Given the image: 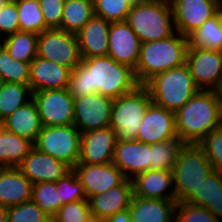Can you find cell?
<instances>
[{
  "label": "cell",
  "instance_id": "cell-40",
  "mask_svg": "<svg viewBox=\"0 0 222 222\" xmlns=\"http://www.w3.org/2000/svg\"><path fill=\"white\" fill-rule=\"evenodd\" d=\"M55 185L59 190L61 207L71 202L88 200L82 183L73 171L55 182Z\"/></svg>",
  "mask_w": 222,
  "mask_h": 222
},
{
  "label": "cell",
  "instance_id": "cell-15",
  "mask_svg": "<svg viewBox=\"0 0 222 222\" xmlns=\"http://www.w3.org/2000/svg\"><path fill=\"white\" fill-rule=\"evenodd\" d=\"M108 54L114 61L136 68L141 41L127 21L112 22L108 36Z\"/></svg>",
  "mask_w": 222,
  "mask_h": 222
},
{
  "label": "cell",
  "instance_id": "cell-16",
  "mask_svg": "<svg viewBox=\"0 0 222 222\" xmlns=\"http://www.w3.org/2000/svg\"><path fill=\"white\" fill-rule=\"evenodd\" d=\"M116 141V132L110 126L81 133L78 163L91 165L113 163Z\"/></svg>",
  "mask_w": 222,
  "mask_h": 222
},
{
  "label": "cell",
  "instance_id": "cell-34",
  "mask_svg": "<svg viewBox=\"0 0 222 222\" xmlns=\"http://www.w3.org/2000/svg\"><path fill=\"white\" fill-rule=\"evenodd\" d=\"M29 85L5 83L0 92V120L3 121L17 108L32 99Z\"/></svg>",
  "mask_w": 222,
  "mask_h": 222
},
{
  "label": "cell",
  "instance_id": "cell-37",
  "mask_svg": "<svg viewBox=\"0 0 222 222\" xmlns=\"http://www.w3.org/2000/svg\"><path fill=\"white\" fill-rule=\"evenodd\" d=\"M134 0H93L94 16L108 22L126 21Z\"/></svg>",
  "mask_w": 222,
  "mask_h": 222
},
{
  "label": "cell",
  "instance_id": "cell-39",
  "mask_svg": "<svg viewBox=\"0 0 222 222\" xmlns=\"http://www.w3.org/2000/svg\"><path fill=\"white\" fill-rule=\"evenodd\" d=\"M198 145L204 151L213 170L222 172V125L210 131Z\"/></svg>",
  "mask_w": 222,
  "mask_h": 222
},
{
  "label": "cell",
  "instance_id": "cell-25",
  "mask_svg": "<svg viewBox=\"0 0 222 222\" xmlns=\"http://www.w3.org/2000/svg\"><path fill=\"white\" fill-rule=\"evenodd\" d=\"M176 200L132 196L129 212L132 222H175Z\"/></svg>",
  "mask_w": 222,
  "mask_h": 222
},
{
  "label": "cell",
  "instance_id": "cell-27",
  "mask_svg": "<svg viewBox=\"0 0 222 222\" xmlns=\"http://www.w3.org/2000/svg\"><path fill=\"white\" fill-rule=\"evenodd\" d=\"M186 202L207 208L222 222V172L213 170Z\"/></svg>",
  "mask_w": 222,
  "mask_h": 222
},
{
  "label": "cell",
  "instance_id": "cell-28",
  "mask_svg": "<svg viewBox=\"0 0 222 222\" xmlns=\"http://www.w3.org/2000/svg\"><path fill=\"white\" fill-rule=\"evenodd\" d=\"M33 147L30 140L3 129L0 133V167H18Z\"/></svg>",
  "mask_w": 222,
  "mask_h": 222
},
{
  "label": "cell",
  "instance_id": "cell-21",
  "mask_svg": "<svg viewBox=\"0 0 222 222\" xmlns=\"http://www.w3.org/2000/svg\"><path fill=\"white\" fill-rule=\"evenodd\" d=\"M132 180L133 196L139 198L176 200L172 171L149 169Z\"/></svg>",
  "mask_w": 222,
  "mask_h": 222
},
{
  "label": "cell",
  "instance_id": "cell-13",
  "mask_svg": "<svg viewBox=\"0 0 222 222\" xmlns=\"http://www.w3.org/2000/svg\"><path fill=\"white\" fill-rule=\"evenodd\" d=\"M175 30L188 37L220 11V0H171Z\"/></svg>",
  "mask_w": 222,
  "mask_h": 222
},
{
  "label": "cell",
  "instance_id": "cell-52",
  "mask_svg": "<svg viewBox=\"0 0 222 222\" xmlns=\"http://www.w3.org/2000/svg\"><path fill=\"white\" fill-rule=\"evenodd\" d=\"M46 222H56L53 218H49Z\"/></svg>",
  "mask_w": 222,
  "mask_h": 222
},
{
  "label": "cell",
  "instance_id": "cell-30",
  "mask_svg": "<svg viewBox=\"0 0 222 222\" xmlns=\"http://www.w3.org/2000/svg\"><path fill=\"white\" fill-rule=\"evenodd\" d=\"M189 47L222 52L221 10L188 36Z\"/></svg>",
  "mask_w": 222,
  "mask_h": 222
},
{
  "label": "cell",
  "instance_id": "cell-6",
  "mask_svg": "<svg viewBox=\"0 0 222 222\" xmlns=\"http://www.w3.org/2000/svg\"><path fill=\"white\" fill-rule=\"evenodd\" d=\"M212 171L198 144H183L172 169L176 202H186Z\"/></svg>",
  "mask_w": 222,
  "mask_h": 222
},
{
  "label": "cell",
  "instance_id": "cell-46",
  "mask_svg": "<svg viewBox=\"0 0 222 222\" xmlns=\"http://www.w3.org/2000/svg\"><path fill=\"white\" fill-rule=\"evenodd\" d=\"M0 222H7V207L0 205Z\"/></svg>",
  "mask_w": 222,
  "mask_h": 222
},
{
  "label": "cell",
  "instance_id": "cell-53",
  "mask_svg": "<svg viewBox=\"0 0 222 222\" xmlns=\"http://www.w3.org/2000/svg\"><path fill=\"white\" fill-rule=\"evenodd\" d=\"M220 10L222 11V0H220Z\"/></svg>",
  "mask_w": 222,
  "mask_h": 222
},
{
  "label": "cell",
  "instance_id": "cell-51",
  "mask_svg": "<svg viewBox=\"0 0 222 222\" xmlns=\"http://www.w3.org/2000/svg\"><path fill=\"white\" fill-rule=\"evenodd\" d=\"M3 129H4V124L3 121L0 120V133L2 132Z\"/></svg>",
  "mask_w": 222,
  "mask_h": 222
},
{
  "label": "cell",
  "instance_id": "cell-1",
  "mask_svg": "<svg viewBox=\"0 0 222 222\" xmlns=\"http://www.w3.org/2000/svg\"><path fill=\"white\" fill-rule=\"evenodd\" d=\"M139 85L134 69L103 56L82 58L71 71L68 90L74 98L99 93L116 99Z\"/></svg>",
  "mask_w": 222,
  "mask_h": 222
},
{
  "label": "cell",
  "instance_id": "cell-20",
  "mask_svg": "<svg viewBox=\"0 0 222 222\" xmlns=\"http://www.w3.org/2000/svg\"><path fill=\"white\" fill-rule=\"evenodd\" d=\"M71 71L68 67L37 56L30 63L29 87L32 93L41 90L67 89Z\"/></svg>",
  "mask_w": 222,
  "mask_h": 222
},
{
  "label": "cell",
  "instance_id": "cell-2",
  "mask_svg": "<svg viewBox=\"0 0 222 222\" xmlns=\"http://www.w3.org/2000/svg\"><path fill=\"white\" fill-rule=\"evenodd\" d=\"M221 125L218 91L200 90L175 112L176 133L184 144H198L210 131Z\"/></svg>",
  "mask_w": 222,
  "mask_h": 222
},
{
  "label": "cell",
  "instance_id": "cell-12",
  "mask_svg": "<svg viewBox=\"0 0 222 222\" xmlns=\"http://www.w3.org/2000/svg\"><path fill=\"white\" fill-rule=\"evenodd\" d=\"M112 104V98L99 93L74 98L73 124L80 133L109 127Z\"/></svg>",
  "mask_w": 222,
  "mask_h": 222
},
{
  "label": "cell",
  "instance_id": "cell-35",
  "mask_svg": "<svg viewBox=\"0 0 222 222\" xmlns=\"http://www.w3.org/2000/svg\"><path fill=\"white\" fill-rule=\"evenodd\" d=\"M30 64L13 59L0 43V77L5 83L29 85Z\"/></svg>",
  "mask_w": 222,
  "mask_h": 222
},
{
  "label": "cell",
  "instance_id": "cell-29",
  "mask_svg": "<svg viewBox=\"0 0 222 222\" xmlns=\"http://www.w3.org/2000/svg\"><path fill=\"white\" fill-rule=\"evenodd\" d=\"M93 16V0H65L58 29L77 34Z\"/></svg>",
  "mask_w": 222,
  "mask_h": 222
},
{
  "label": "cell",
  "instance_id": "cell-49",
  "mask_svg": "<svg viewBox=\"0 0 222 222\" xmlns=\"http://www.w3.org/2000/svg\"><path fill=\"white\" fill-rule=\"evenodd\" d=\"M5 84V81L0 77V92Z\"/></svg>",
  "mask_w": 222,
  "mask_h": 222
},
{
  "label": "cell",
  "instance_id": "cell-18",
  "mask_svg": "<svg viewBox=\"0 0 222 222\" xmlns=\"http://www.w3.org/2000/svg\"><path fill=\"white\" fill-rule=\"evenodd\" d=\"M175 137V113L152 102L141 121L137 141L155 144Z\"/></svg>",
  "mask_w": 222,
  "mask_h": 222
},
{
  "label": "cell",
  "instance_id": "cell-43",
  "mask_svg": "<svg viewBox=\"0 0 222 222\" xmlns=\"http://www.w3.org/2000/svg\"><path fill=\"white\" fill-rule=\"evenodd\" d=\"M19 31L17 5L10 0L0 11V39Z\"/></svg>",
  "mask_w": 222,
  "mask_h": 222
},
{
  "label": "cell",
  "instance_id": "cell-10",
  "mask_svg": "<svg viewBox=\"0 0 222 222\" xmlns=\"http://www.w3.org/2000/svg\"><path fill=\"white\" fill-rule=\"evenodd\" d=\"M186 64L199 90L222 88V52L189 47Z\"/></svg>",
  "mask_w": 222,
  "mask_h": 222
},
{
  "label": "cell",
  "instance_id": "cell-5",
  "mask_svg": "<svg viewBox=\"0 0 222 222\" xmlns=\"http://www.w3.org/2000/svg\"><path fill=\"white\" fill-rule=\"evenodd\" d=\"M126 21L141 43L162 40L176 32L172 6L167 1H137Z\"/></svg>",
  "mask_w": 222,
  "mask_h": 222
},
{
  "label": "cell",
  "instance_id": "cell-7",
  "mask_svg": "<svg viewBox=\"0 0 222 222\" xmlns=\"http://www.w3.org/2000/svg\"><path fill=\"white\" fill-rule=\"evenodd\" d=\"M151 103V95L144 85L113 99L110 127L118 140H137L141 121Z\"/></svg>",
  "mask_w": 222,
  "mask_h": 222
},
{
  "label": "cell",
  "instance_id": "cell-8",
  "mask_svg": "<svg viewBox=\"0 0 222 222\" xmlns=\"http://www.w3.org/2000/svg\"><path fill=\"white\" fill-rule=\"evenodd\" d=\"M33 145L73 168L79 162L81 133L74 124L43 126Z\"/></svg>",
  "mask_w": 222,
  "mask_h": 222
},
{
  "label": "cell",
  "instance_id": "cell-31",
  "mask_svg": "<svg viewBox=\"0 0 222 222\" xmlns=\"http://www.w3.org/2000/svg\"><path fill=\"white\" fill-rule=\"evenodd\" d=\"M0 43L15 60L30 64L37 57V34L17 31L0 39Z\"/></svg>",
  "mask_w": 222,
  "mask_h": 222
},
{
  "label": "cell",
  "instance_id": "cell-48",
  "mask_svg": "<svg viewBox=\"0 0 222 222\" xmlns=\"http://www.w3.org/2000/svg\"><path fill=\"white\" fill-rule=\"evenodd\" d=\"M10 0H0V11Z\"/></svg>",
  "mask_w": 222,
  "mask_h": 222
},
{
  "label": "cell",
  "instance_id": "cell-50",
  "mask_svg": "<svg viewBox=\"0 0 222 222\" xmlns=\"http://www.w3.org/2000/svg\"><path fill=\"white\" fill-rule=\"evenodd\" d=\"M220 95V100H221V111H222V88L218 91Z\"/></svg>",
  "mask_w": 222,
  "mask_h": 222
},
{
  "label": "cell",
  "instance_id": "cell-23",
  "mask_svg": "<svg viewBox=\"0 0 222 222\" xmlns=\"http://www.w3.org/2000/svg\"><path fill=\"white\" fill-rule=\"evenodd\" d=\"M132 196V180L126 179L121 185L89 199L91 215L107 220L111 215L129 209Z\"/></svg>",
  "mask_w": 222,
  "mask_h": 222
},
{
  "label": "cell",
  "instance_id": "cell-11",
  "mask_svg": "<svg viewBox=\"0 0 222 222\" xmlns=\"http://www.w3.org/2000/svg\"><path fill=\"white\" fill-rule=\"evenodd\" d=\"M42 126L73 124L74 97L67 89L36 91L32 94Z\"/></svg>",
  "mask_w": 222,
  "mask_h": 222
},
{
  "label": "cell",
  "instance_id": "cell-44",
  "mask_svg": "<svg viewBox=\"0 0 222 222\" xmlns=\"http://www.w3.org/2000/svg\"><path fill=\"white\" fill-rule=\"evenodd\" d=\"M65 0H39L45 24L51 28H59Z\"/></svg>",
  "mask_w": 222,
  "mask_h": 222
},
{
  "label": "cell",
  "instance_id": "cell-42",
  "mask_svg": "<svg viewBox=\"0 0 222 222\" xmlns=\"http://www.w3.org/2000/svg\"><path fill=\"white\" fill-rule=\"evenodd\" d=\"M90 216L89 200H80L63 205L52 218L56 222H87Z\"/></svg>",
  "mask_w": 222,
  "mask_h": 222
},
{
  "label": "cell",
  "instance_id": "cell-14",
  "mask_svg": "<svg viewBox=\"0 0 222 222\" xmlns=\"http://www.w3.org/2000/svg\"><path fill=\"white\" fill-rule=\"evenodd\" d=\"M72 171L82 183L88 200L121 185L127 179L113 163L100 165L77 163Z\"/></svg>",
  "mask_w": 222,
  "mask_h": 222
},
{
  "label": "cell",
  "instance_id": "cell-3",
  "mask_svg": "<svg viewBox=\"0 0 222 222\" xmlns=\"http://www.w3.org/2000/svg\"><path fill=\"white\" fill-rule=\"evenodd\" d=\"M188 48V37L177 31L168 38L141 43L134 69L138 83L144 85L154 75L185 64Z\"/></svg>",
  "mask_w": 222,
  "mask_h": 222
},
{
  "label": "cell",
  "instance_id": "cell-19",
  "mask_svg": "<svg viewBox=\"0 0 222 222\" xmlns=\"http://www.w3.org/2000/svg\"><path fill=\"white\" fill-rule=\"evenodd\" d=\"M113 164L127 179L150 169V144L137 140H118L115 144Z\"/></svg>",
  "mask_w": 222,
  "mask_h": 222
},
{
  "label": "cell",
  "instance_id": "cell-36",
  "mask_svg": "<svg viewBox=\"0 0 222 222\" xmlns=\"http://www.w3.org/2000/svg\"><path fill=\"white\" fill-rule=\"evenodd\" d=\"M31 200L51 218L61 207L59 190L56 189L55 182L32 184Z\"/></svg>",
  "mask_w": 222,
  "mask_h": 222
},
{
  "label": "cell",
  "instance_id": "cell-45",
  "mask_svg": "<svg viewBox=\"0 0 222 222\" xmlns=\"http://www.w3.org/2000/svg\"><path fill=\"white\" fill-rule=\"evenodd\" d=\"M107 222H132L129 209L124 210L122 212H117L116 214L111 215L107 219Z\"/></svg>",
  "mask_w": 222,
  "mask_h": 222
},
{
  "label": "cell",
  "instance_id": "cell-38",
  "mask_svg": "<svg viewBox=\"0 0 222 222\" xmlns=\"http://www.w3.org/2000/svg\"><path fill=\"white\" fill-rule=\"evenodd\" d=\"M49 218L32 200L7 207V222H46Z\"/></svg>",
  "mask_w": 222,
  "mask_h": 222
},
{
  "label": "cell",
  "instance_id": "cell-17",
  "mask_svg": "<svg viewBox=\"0 0 222 222\" xmlns=\"http://www.w3.org/2000/svg\"><path fill=\"white\" fill-rule=\"evenodd\" d=\"M18 168L32 184L57 182L72 171L66 163L40 152L35 147L31 149Z\"/></svg>",
  "mask_w": 222,
  "mask_h": 222
},
{
  "label": "cell",
  "instance_id": "cell-32",
  "mask_svg": "<svg viewBox=\"0 0 222 222\" xmlns=\"http://www.w3.org/2000/svg\"><path fill=\"white\" fill-rule=\"evenodd\" d=\"M183 144L178 136L150 144V169L172 171Z\"/></svg>",
  "mask_w": 222,
  "mask_h": 222
},
{
  "label": "cell",
  "instance_id": "cell-41",
  "mask_svg": "<svg viewBox=\"0 0 222 222\" xmlns=\"http://www.w3.org/2000/svg\"><path fill=\"white\" fill-rule=\"evenodd\" d=\"M175 222H220L207 208L179 202L175 209Z\"/></svg>",
  "mask_w": 222,
  "mask_h": 222
},
{
  "label": "cell",
  "instance_id": "cell-33",
  "mask_svg": "<svg viewBox=\"0 0 222 222\" xmlns=\"http://www.w3.org/2000/svg\"><path fill=\"white\" fill-rule=\"evenodd\" d=\"M17 5L19 31L41 34L50 29L44 21L39 0H13Z\"/></svg>",
  "mask_w": 222,
  "mask_h": 222
},
{
  "label": "cell",
  "instance_id": "cell-24",
  "mask_svg": "<svg viewBox=\"0 0 222 222\" xmlns=\"http://www.w3.org/2000/svg\"><path fill=\"white\" fill-rule=\"evenodd\" d=\"M32 183L18 167H0V205L11 207L31 200Z\"/></svg>",
  "mask_w": 222,
  "mask_h": 222
},
{
  "label": "cell",
  "instance_id": "cell-22",
  "mask_svg": "<svg viewBox=\"0 0 222 222\" xmlns=\"http://www.w3.org/2000/svg\"><path fill=\"white\" fill-rule=\"evenodd\" d=\"M110 24L103 18L93 16L76 34L82 58L107 56Z\"/></svg>",
  "mask_w": 222,
  "mask_h": 222
},
{
  "label": "cell",
  "instance_id": "cell-4",
  "mask_svg": "<svg viewBox=\"0 0 222 222\" xmlns=\"http://www.w3.org/2000/svg\"><path fill=\"white\" fill-rule=\"evenodd\" d=\"M144 86L154 104L174 113L200 91L186 63L154 75Z\"/></svg>",
  "mask_w": 222,
  "mask_h": 222
},
{
  "label": "cell",
  "instance_id": "cell-9",
  "mask_svg": "<svg viewBox=\"0 0 222 222\" xmlns=\"http://www.w3.org/2000/svg\"><path fill=\"white\" fill-rule=\"evenodd\" d=\"M37 56L71 70L82 62L77 35L58 28L38 35Z\"/></svg>",
  "mask_w": 222,
  "mask_h": 222
},
{
  "label": "cell",
  "instance_id": "cell-26",
  "mask_svg": "<svg viewBox=\"0 0 222 222\" xmlns=\"http://www.w3.org/2000/svg\"><path fill=\"white\" fill-rule=\"evenodd\" d=\"M3 124L6 131L24 137L33 143L43 127L33 99L6 117Z\"/></svg>",
  "mask_w": 222,
  "mask_h": 222
},
{
  "label": "cell",
  "instance_id": "cell-47",
  "mask_svg": "<svg viewBox=\"0 0 222 222\" xmlns=\"http://www.w3.org/2000/svg\"><path fill=\"white\" fill-rule=\"evenodd\" d=\"M87 222H107V220L103 219V218H100V217H96V216L91 215L88 218Z\"/></svg>",
  "mask_w": 222,
  "mask_h": 222
}]
</instances>
